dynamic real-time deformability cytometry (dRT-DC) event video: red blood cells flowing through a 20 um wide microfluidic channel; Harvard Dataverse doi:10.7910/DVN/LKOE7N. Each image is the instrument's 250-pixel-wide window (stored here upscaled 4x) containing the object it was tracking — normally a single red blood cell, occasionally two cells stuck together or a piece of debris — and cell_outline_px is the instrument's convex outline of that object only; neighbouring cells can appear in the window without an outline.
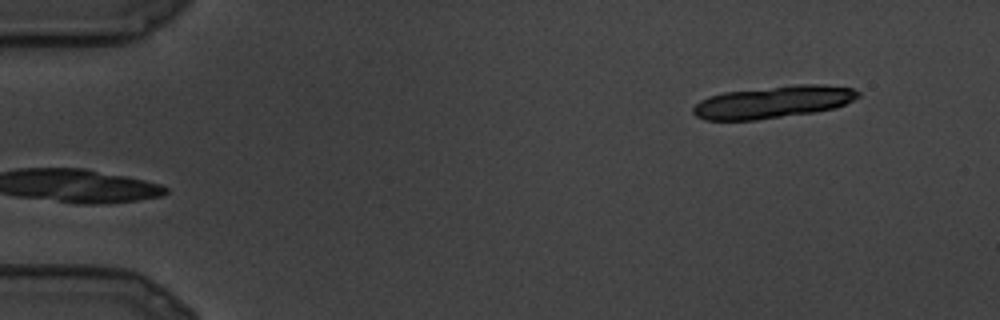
{"species": "common noctule bat (a hibernating species)", "species_latin": "Nyctalus noctula", "temperature_condition": "cold", "stored_images_in_passage": 12, "camera_frame_rate_fps": 3000, "um_per_image_px": 0.085, "animal": {"sex": "male", "body_mass_g": 19.5, "forearm_length_mm": 54.6}, "frame": {"image": 1, "passage_image": 1, "time_ms": 0.0, "image_size_px": [1000, 320], "cell_outline_px": [[860, 96], [836, 108], [816, 112], [756, 120], [704, 120], [696, 116], [692, 112], [692, 108], [700, 100], [708, 96], [724, 92], [796, 84], [820, 84], [852, 88], [860, 92]], "centroid_in_image_um": [65.71, 8.67], "position_along_channel_um": 19.3, "area_um2": 31.1}}
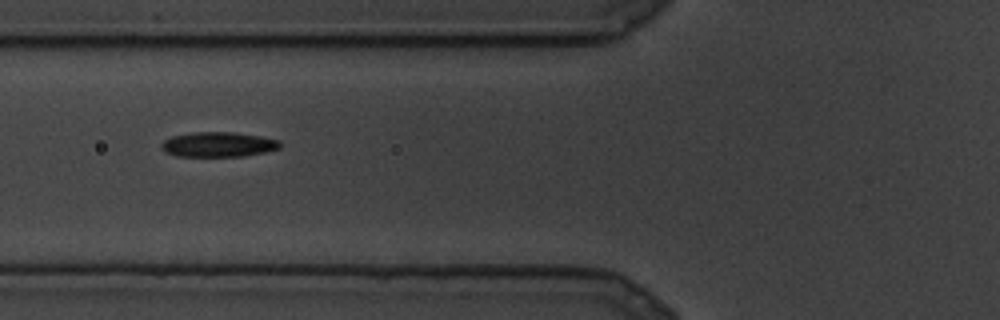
{"frame": {"image": 2, "passage_image": 9, "time_ms": 2.667, "image_size_px": [1000, 320], "cell_outline_px": [[280, 148], [264, 152], [244, 156], [176, 156], [164, 152], [160, 148], [160, 144], [164, 140], [172, 136], [192, 132], [236, 132], [260, 136], [280, 140]], "centroid_in_image_um": [18.52, 12.27], "position_along_channel_um": 107.3, "area_um2": 17.34}}